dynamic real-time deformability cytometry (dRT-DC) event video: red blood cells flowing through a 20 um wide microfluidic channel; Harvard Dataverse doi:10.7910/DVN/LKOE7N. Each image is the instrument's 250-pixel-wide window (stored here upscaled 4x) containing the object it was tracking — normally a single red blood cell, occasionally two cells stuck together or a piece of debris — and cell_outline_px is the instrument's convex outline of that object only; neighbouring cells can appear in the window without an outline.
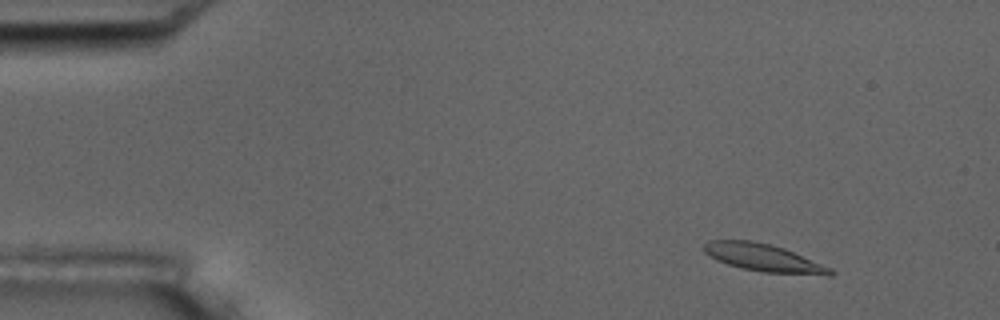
{"species": "common noctule bat (a hibernating species)", "species_latin": "Nyctalus noctula", "temperature_condition": "room temperature", "stored_images_in_passage": 5, "camera_frame_rate_fps": 3000, "um_per_image_px": 0.085, "animal": {"sex": "male", "body_mass_g": 17.5, "forearm_length_mm": 52.3}, "frame": {"image": 1, "passage_image": 1, "time_ms": 0.0, "image_size_px": [1000, 320], "cell_outline_px": [[836, 272], [832, 276], [828, 276], [760, 272], [728, 264], [704, 252], [704, 244], [708, 240], [752, 240], [784, 248], [832, 268]], "centroid_in_image_um": [64.99, 21.92], "position_along_channel_um": 20.0, "area_um2": 20.23}}
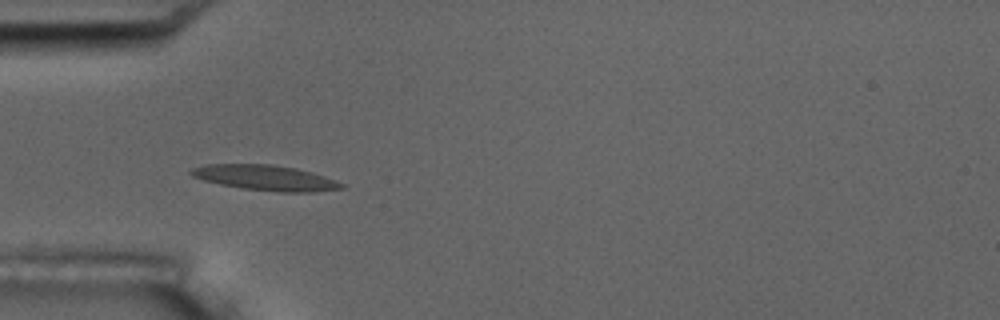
{"frame": {"image": 2, "passage_image": 4, "time_ms": 3.667, "image_size_px": [1000, 320], "cell_outline_px": [[344, 188], [312, 192], [280, 192], [244, 188], [220, 184], [204, 180], [192, 176], [188, 172], [192, 168], [204, 164], [272, 164], [296, 168], [312, 172], [336, 180], [344, 184]], "centroid_in_image_um": [22.56, 15.1], "position_along_channel_um": 62.4, "area_um2": 22.14}}